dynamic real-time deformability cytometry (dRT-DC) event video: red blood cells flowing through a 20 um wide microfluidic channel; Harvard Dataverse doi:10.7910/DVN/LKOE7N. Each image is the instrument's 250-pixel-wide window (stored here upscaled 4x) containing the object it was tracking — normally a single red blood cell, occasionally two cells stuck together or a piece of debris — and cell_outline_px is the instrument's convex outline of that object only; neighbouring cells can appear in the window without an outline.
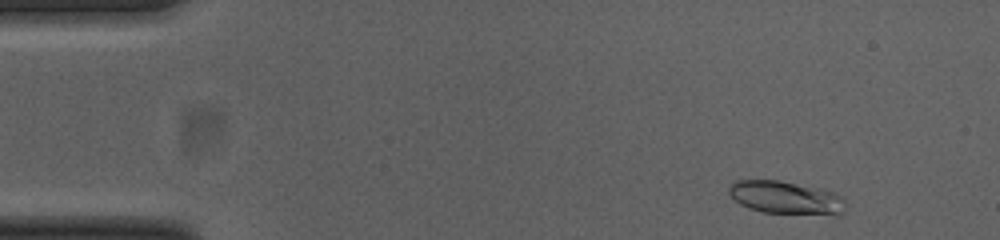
{"species": "common noctule bat (a hibernating species)", "species_latin": "Nyctalus noctula", "temperature_condition": "cold", "stored_images_in_passage": 50, "camera_frame_rate_fps": 3000, "um_per_image_px": 0.085, "animal": {"sex": "female", "body_mass_g": 23.0, "forearm_length_mm": 53.4}, "frame": {"image": 1, "passage_image": 3, "time_ms": 0.667, "image_size_px": [1000, 240], "cell_outline_px": [[844, 212], [836, 216], [764, 212], [748, 208], [740, 204], [728, 192], [728, 188], [736, 180], [776, 180], [824, 188], [836, 192], [844, 200]], "centroid_in_image_um": [66.86, 16.81], "position_along_channel_um": 18.1, "area_um2": 22.77}}
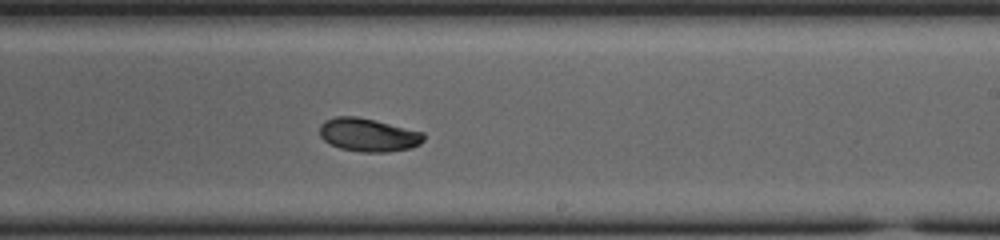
{"frame": {"image": 2, "passage_image": 29, "time_ms": 9.333, "image_size_px": [1000, 240], "cell_outline_px": [[424, 140], [420, 144], [412, 148], [388, 152], [360, 152], [340, 148], [324, 140], [320, 136], [320, 124], [324, 120], [336, 116], [356, 116], [376, 120], [424, 132]], "centroid_in_image_um": [31.32, 11.46], "position_along_channel_um": 257.7, "area_um2": 20.35}}
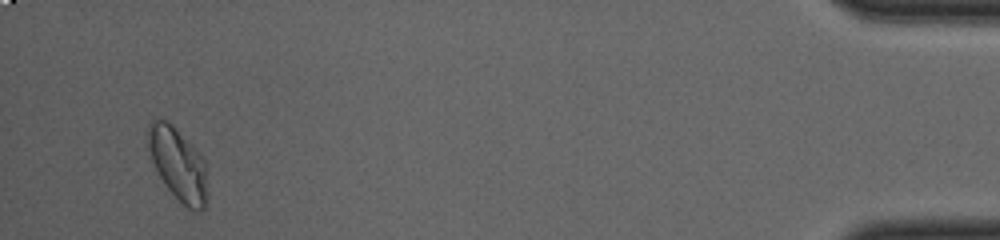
{"frame": {"image": 3, "passage_image": 48, "time_ms": 15.667, "image_size_px": [1000, 240], "cell_outline_px": [[208, 204], [200, 212], [188, 208], [168, 188], [160, 176], [144, 144], [144, 132], [148, 124], [152, 120], [168, 120], [192, 144], [204, 160], [208, 168]], "centroid_in_image_um": [15.13, 13.92], "position_along_channel_um": 420.1, "area_um2": 25.95}, "authors_computed_cell_mechanics": {"area_um2": 20.3456, "velocity_mm_per_s": 3.8295, "shape_relaxation_time_tau1_ms": 7.076, "shape_relaxation_time_tau2_ms": 3.9069, "deformation_change_tau1": 0.1749, "deformation_change_tau2": 0.0497}}